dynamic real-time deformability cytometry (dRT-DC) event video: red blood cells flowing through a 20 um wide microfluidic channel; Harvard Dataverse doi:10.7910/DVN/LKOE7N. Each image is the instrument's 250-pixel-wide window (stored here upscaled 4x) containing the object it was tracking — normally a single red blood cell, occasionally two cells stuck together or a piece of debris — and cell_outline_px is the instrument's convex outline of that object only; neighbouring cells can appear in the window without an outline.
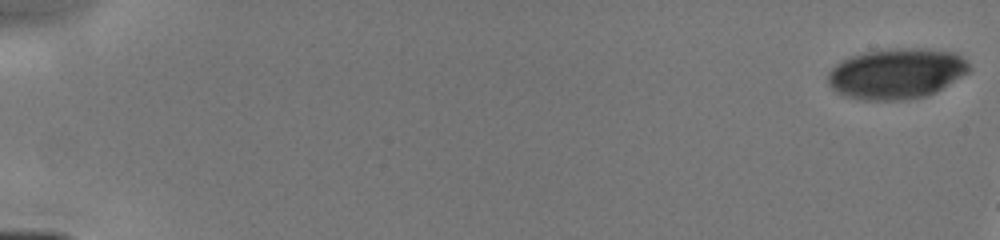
{"species": "human", "species_latin": "Homo sapiens", "temperature_condition": "cold", "stored_images_in_passage": 12, "camera_frame_rate_fps": 3000, "um_per_image_px": 0.085, "donor": {"sex": "male"}, "frame": {"image": 1, "passage_image": 1, "time_ms": 0.0, "image_size_px": [1000, 240], "cell_outline_px": [[972, 68], [968, 72], [936, 92], [924, 96], [908, 100], [860, 100], [844, 96], [836, 92], [828, 84], [828, 72], [840, 60], [864, 52], [892, 48], [932, 48], [956, 52]], "centroid_in_image_um": [76.19, 6.25], "position_along_channel_um": 8.8, "area_um2": 41.96}}
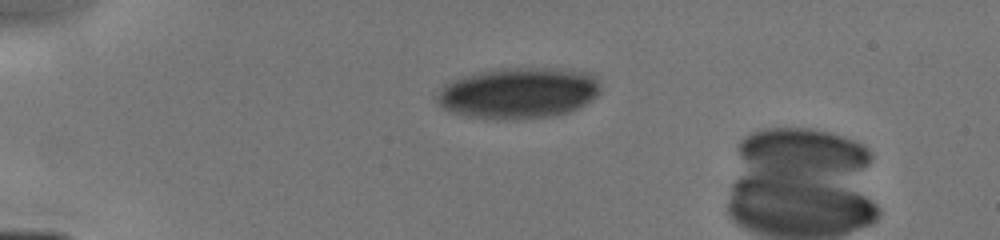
{"frame": {"image": 2, "passage_image": 9, "time_ms": 4.0, "image_size_px": [1000, 240], "cell_outline_px": [[600, 92], [592, 100], [568, 112], [552, 116], [508, 120], [500, 120], [468, 116], [452, 112], [444, 108], [436, 100], [436, 96], [440, 88], [444, 84], [452, 80], [464, 76], [480, 72], [504, 68], [544, 68], [588, 72], [596, 76], [600, 84]], "centroid_in_image_um": [44.07, 7.91], "position_along_channel_um": 40.9, "area_um2": 48.55}}